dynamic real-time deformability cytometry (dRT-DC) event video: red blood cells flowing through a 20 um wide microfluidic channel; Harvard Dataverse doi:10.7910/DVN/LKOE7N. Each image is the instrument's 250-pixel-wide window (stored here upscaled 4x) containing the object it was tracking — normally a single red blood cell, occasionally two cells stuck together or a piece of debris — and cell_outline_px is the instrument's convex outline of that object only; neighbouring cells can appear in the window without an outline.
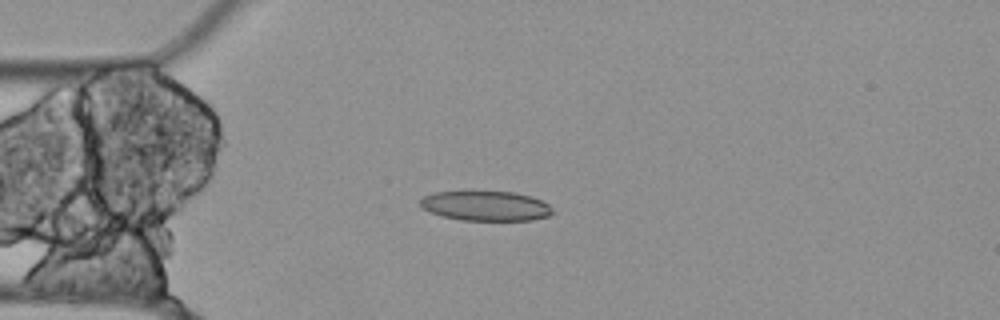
{"species": "Egyptian fruit bat (a non-hibernating species)", "species_latin": "Rousettus aegyptiacus", "temperature_condition": "cold", "stored_images_in_passage": 37, "camera_frame_rate_fps": 3000, "um_per_image_px": 0.085, "animal": {"sex": "female"}, "frame": {"image": 1, "passage_image": 1, "time_ms": 0.0, "image_size_px": [1000, 320], "cell_outline_px": [[556, 212], [548, 216], [532, 220], [460, 220], [428, 212], [420, 208], [420, 200], [424, 196], [436, 192], [516, 192], [532, 196], [548, 204]], "centroid_in_image_um": [41.3, 17.51], "position_along_channel_um": 43.7, "area_um2": 23.0}}
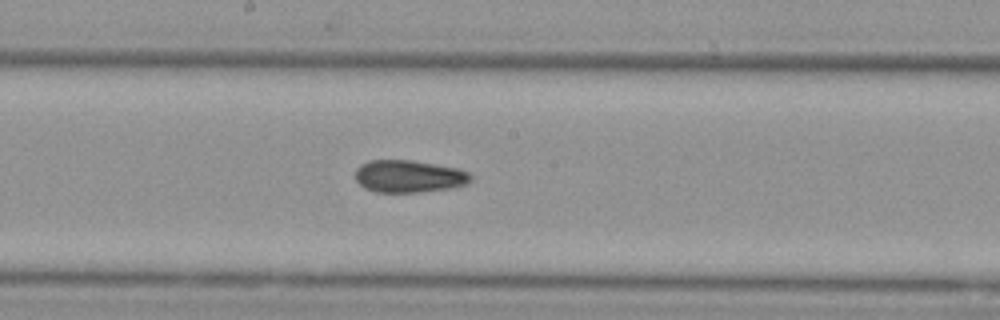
{"frame": {"image": 2, "passage_image": 16, "time_ms": 5.0, "image_size_px": [1000, 320], "cell_outline_px": [[472, 180], [464, 184], [448, 188], [420, 192], [376, 192], [364, 188], [356, 180], [356, 168], [360, 164], [368, 160], [412, 160], [460, 168], [468, 172], [472, 176]], "centroid_in_image_um": [34.74, 14.97], "position_along_channel_um": 213.5, "area_um2": 21.85}}
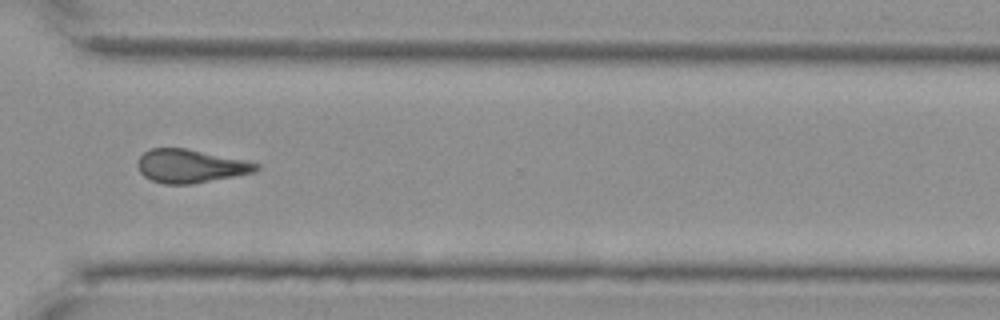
{"frame": {"image": 3, "passage_image": 28, "time_ms": 9.0, "image_size_px": [1000, 320], "cell_outline_px": [[260, 168], [256, 172], [192, 184], [164, 184], [152, 180], [144, 176], [140, 172], [136, 164], [140, 156], [144, 152], [152, 148], [188, 148], [248, 160], [260, 164]], "centroid_in_image_um": [16.22, 14.11], "position_along_channel_um": 354.4, "area_um2": 23.35}, "authors_computed_cell_mechanics": {"area_um2": 21.8484, "velocity_mm_per_s": 3.5201, "shape_relaxation_time_tau1_ms": 0.0333, "shape_relaxation_time_tau2_ms": 4.0779, "deformation_change_tau1": 0.0055, "deformation_change_tau2": 0.1361}}